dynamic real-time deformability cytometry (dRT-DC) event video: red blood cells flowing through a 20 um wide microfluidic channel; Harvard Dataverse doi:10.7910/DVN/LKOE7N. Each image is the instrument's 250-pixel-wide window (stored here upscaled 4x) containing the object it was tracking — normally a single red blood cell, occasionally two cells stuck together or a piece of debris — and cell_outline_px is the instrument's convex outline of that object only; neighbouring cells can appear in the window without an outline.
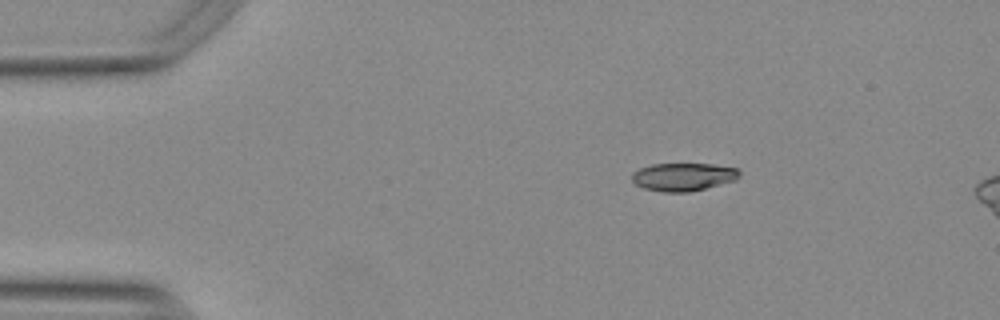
{"species": "Egyptian fruit bat (a non-hibernating species)", "species_latin": "Rousettus aegyptiacus", "temperature_condition": "warm", "stored_images_in_passage": 8, "camera_frame_rate_fps": 3000, "um_per_image_px": 0.085, "animal": {"sex": "female"}, "frame": {"image": 1, "passage_image": 1, "time_ms": 0.0, "image_size_px": [1000, 320], "cell_outline_px": [[740, 176], [736, 180], [688, 192], [664, 192], [644, 188], [636, 184], [632, 180], [632, 172], [640, 168], [652, 164], [712, 164], [736, 168], [740, 172]], "centroid_in_image_um": [58.07, 15.03], "position_along_channel_um": 26.9, "area_um2": 17.4}}